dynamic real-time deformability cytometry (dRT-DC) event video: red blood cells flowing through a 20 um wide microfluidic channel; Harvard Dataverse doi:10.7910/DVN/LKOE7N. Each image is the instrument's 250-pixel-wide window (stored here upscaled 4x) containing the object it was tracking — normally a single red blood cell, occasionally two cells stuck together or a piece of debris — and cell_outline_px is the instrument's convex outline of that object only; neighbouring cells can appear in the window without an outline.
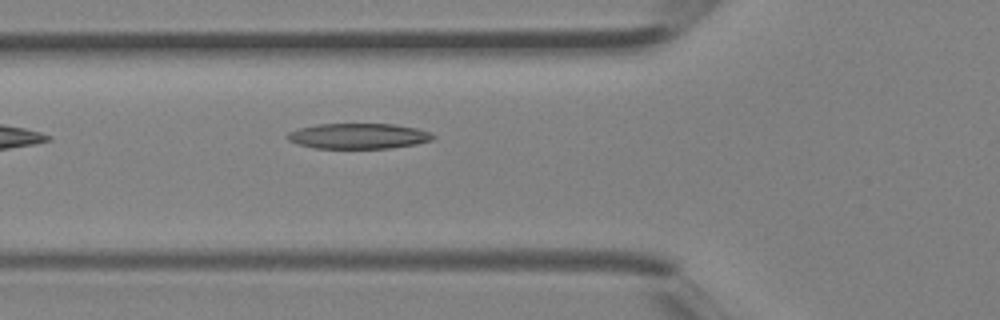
{"species": "Egyptian fruit bat (a non-hibernating species)", "species_latin": "Rousettus aegyptiacus", "temperature_condition": "room temperature", "stored_images_in_passage": 4, "camera_frame_rate_fps": 3000, "um_per_image_px": 0.085, "animal": {"sex": "female"}, "frame": {"image": 1, "passage_image": 4, "time_ms": 1.0, "image_size_px": [1000, 320], "cell_outline_px": [[436, 136], [432, 140], [416, 144], [388, 148], [316, 148], [300, 144], [288, 140], [288, 132], [300, 128], [316, 124], [396, 124], [416, 128], [428, 132]], "centroid_in_image_um": [30.49, 11.56], "position_along_channel_um": 95.3, "area_um2": 21.39}}